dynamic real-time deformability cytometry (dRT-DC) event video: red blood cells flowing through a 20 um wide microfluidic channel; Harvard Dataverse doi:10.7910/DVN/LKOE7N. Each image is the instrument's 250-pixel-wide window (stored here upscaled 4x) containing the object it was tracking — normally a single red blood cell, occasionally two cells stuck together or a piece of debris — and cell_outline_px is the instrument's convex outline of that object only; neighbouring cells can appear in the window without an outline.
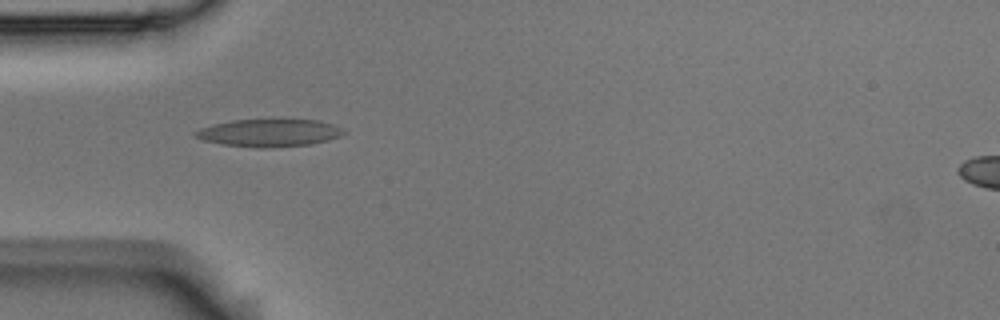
{"species": "Egyptian fruit bat (a non-hibernating species)", "species_latin": "Rousettus aegyptiacus", "temperature_condition": "room temperature", "stored_images_in_passage": 2, "camera_frame_rate_fps": 3000, "um_per_image_px": 0.085, "animal": {"sex": "male"}, "frame": {"image": 1, "passage_image": 1, "time_ms": 0.0, "image_size_px": [1000, 320], "cell_outline_px": [[344, 132], [340, 136], [328, 140], [312, 144], [264, 148], [260, 148], [220, 144], [204, 140], [192, 136], [192, 132], [200, 128], [212, 124], [232, 120], [272, 116], [280, 116], [320, 120], [336, 124], [344, 128]], "centroid_in_image_um": [22.9, 11.22], "position_along_channel_um": 62.1, "area_um2": 25.37}}
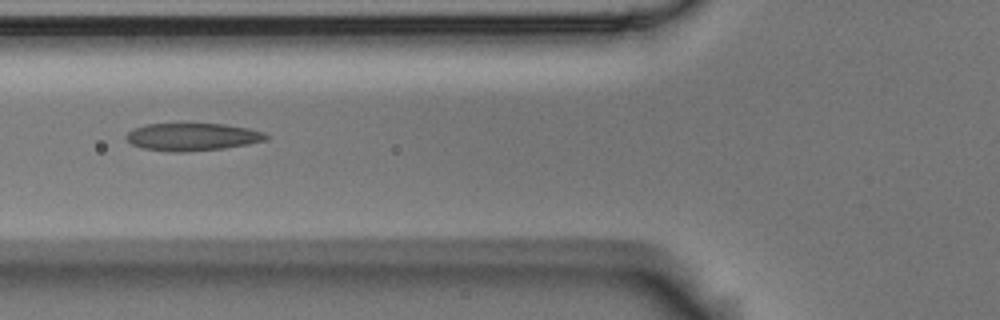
{"frame": {"image": 2, "passage_image": 2, "time_ms": 0.333, "image_size_px": [1000, 320], "cell_outline_px": [[268, 140], [248, 144], [224, 148], [184, 152], [172, 152], [144, 148], [132, 144], [124, 136], [128, 132], [144, 124], [224, 124], [248, 128], [264, 132], [268, 136]], "centroid_in_image_um": [16.37, 11.63], "position_along_channel_um": 109.4, "area_um2": 22.37}}